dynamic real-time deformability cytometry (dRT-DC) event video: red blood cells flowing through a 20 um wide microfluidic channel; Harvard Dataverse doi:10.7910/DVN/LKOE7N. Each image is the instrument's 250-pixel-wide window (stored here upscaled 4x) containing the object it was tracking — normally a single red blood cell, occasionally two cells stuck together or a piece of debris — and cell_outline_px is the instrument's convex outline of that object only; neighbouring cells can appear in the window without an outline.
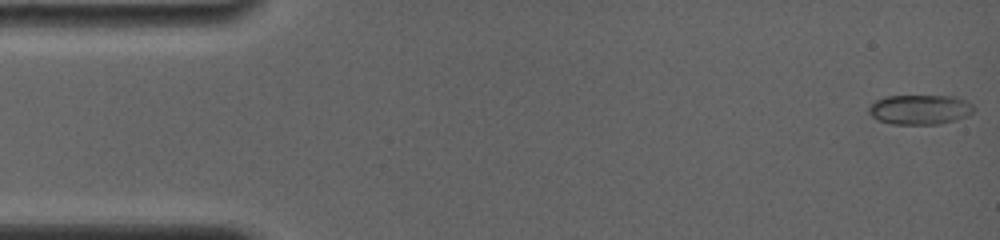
{"species": "common noctule bat (a hibernating species)", "species_latin": "Nyctalus noctula", "temperature_condition": "room temperature", "stored_images_in_passage": 7, "camera_frame_rate_fps": 4000, "um_per_image_px": 0.085, "animal": {"sex": "female", "body_mass_g": 19.0, "forearm_length_mm": 56.7}, "frame": {"image": 1, "passage_image": 1, "time_ms": 0.0, "image_size_px": [1000, 240], "cell_outline_px": [[976, 108], [972, 112], [964, 116], [940, 124], [892, 124], [880, 120], [872, 116], [868, 112], [868, 108], [876, 100], [884, 96], [952, 96], [964, 100], [972, 104]], "centroid_in_image_um": [78.17, 9.3], "position_along_channel_um": 6.8, "area_um2": 17.98}}
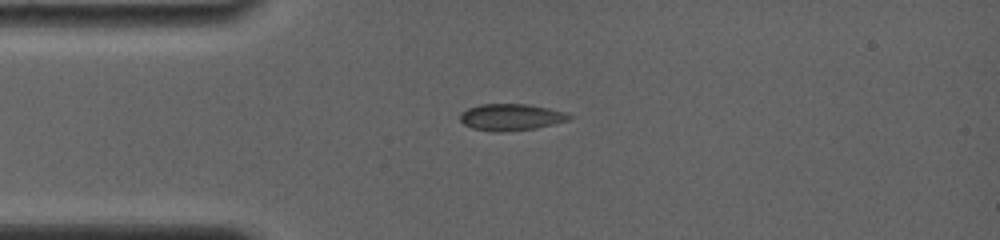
{"frame": {"image": 2, "passage_image": 6, "time_ms": 3.75, "image_size_px": [1000, 240], "cell_outline_px": [[572, 116], [568, 120], [536, 128], [500, 132], [496, 132], [472, 128], [464, 124], [460, 120], [460, 112], [468, 108], [480, 104], [528, 104], [568, 112]], "centroid_in_image_um": [43.42, 9.95], "position_along_channel_um": 41.6, "area_um2": 16.94}}